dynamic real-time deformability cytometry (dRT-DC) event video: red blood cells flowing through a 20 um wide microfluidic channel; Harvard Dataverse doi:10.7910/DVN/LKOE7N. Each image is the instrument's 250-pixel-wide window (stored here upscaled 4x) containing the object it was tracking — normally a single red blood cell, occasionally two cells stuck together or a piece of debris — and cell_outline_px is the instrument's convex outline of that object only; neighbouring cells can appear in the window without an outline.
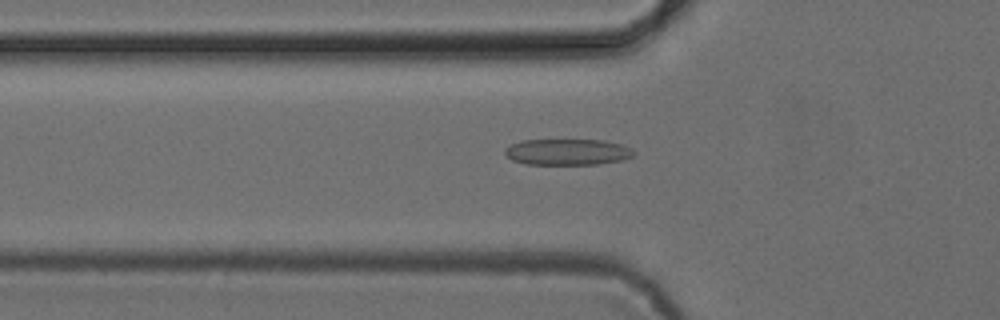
{"species": "common noctule bat (a hibernating species)", "species_latin": "Nyctalus noctula", "temperature_condition": "cold", "stored_images_in_passage": 53, "camera_frame_rate_fps": 3000, "um_per_image_px": 0.085, "animal": {"sex": "female", "body_mass_g": 24.6, "forearm_length_mm": 56.2}, "frame": {"image": 1, "passage_image": 18, "time_ms": 5.667, "image_size_px": [1000, 320], "cell_outline_px": [[636, 152], [632, 156], [624, 160], [600, 164], [524, 164], [512, 160], [504, 156], [504, 148], [508, 144], [520, 140], [604, 140], [620, 144], [632, 148]], "centroid_in_image_um": [48.19, 12.91], "position_along_channel_um": 77.6, "area_um2": 20.0}}
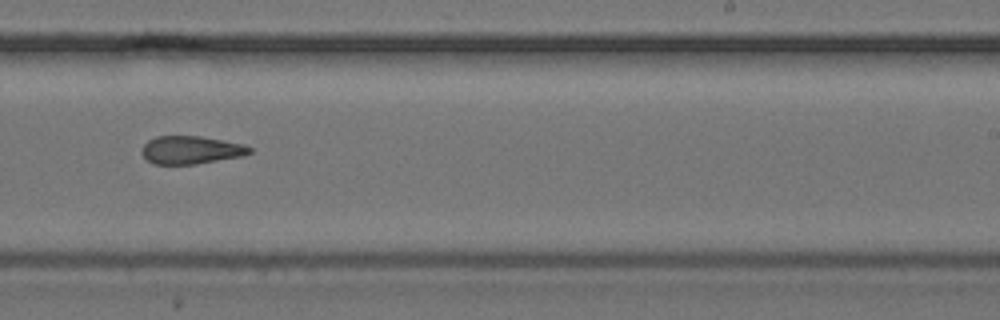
{"frame": {"image": 2, "passage_image": 33, "time_ms": 10.667, "image_size_px": [1000, 320], "cell_outline_px": [[252, 152], [244, 156], [196, 164], [152, 164], [140, 152], [144, 144], [148, 140], [156, 136], [200, 136], [244, 144], [252, 148]], "centroid_in_image_um": [16.24, 12.75], "position_along_channel_um": 272.8, "area_um2": 17.69}}
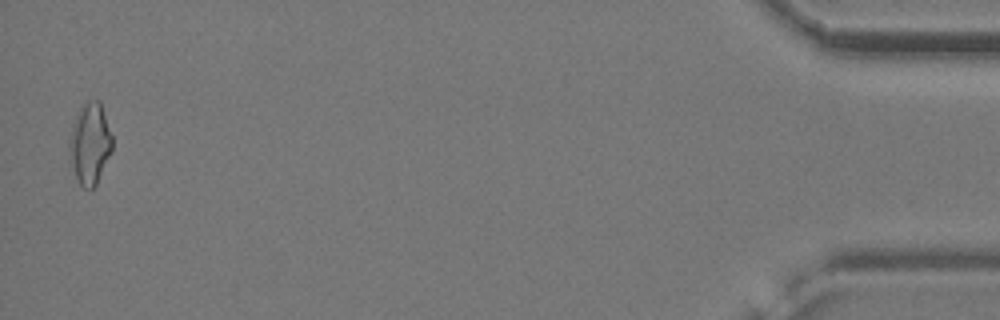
{"frame": {"image": 3, "passage_image": 52, "time_ms": 17.0, "image_size_px": [1000, 320], "cell_outline_px": [[112, 152], [96, 184], [92, 188], [84, 188], [80, 184], [68, 160], [68, 140], [76, 112], [88, 100], [100, 100], [112, 136]], "centroid_in_image_um": [7.62, 12.19], "position_along_channel_um": 427.6, "area_um2": 20.58}, "authors_computed_cell_mechanics": {"area_um2": 18.3804, "velocity_mm_per_s": 3.8885, "shape_relaxation_time_tau1_ms": null, "shape_relaxation_time_tau2_ms": 5.3095, "deformation_change_tau1": null, "deformation_change_tau2": 0.1653}}